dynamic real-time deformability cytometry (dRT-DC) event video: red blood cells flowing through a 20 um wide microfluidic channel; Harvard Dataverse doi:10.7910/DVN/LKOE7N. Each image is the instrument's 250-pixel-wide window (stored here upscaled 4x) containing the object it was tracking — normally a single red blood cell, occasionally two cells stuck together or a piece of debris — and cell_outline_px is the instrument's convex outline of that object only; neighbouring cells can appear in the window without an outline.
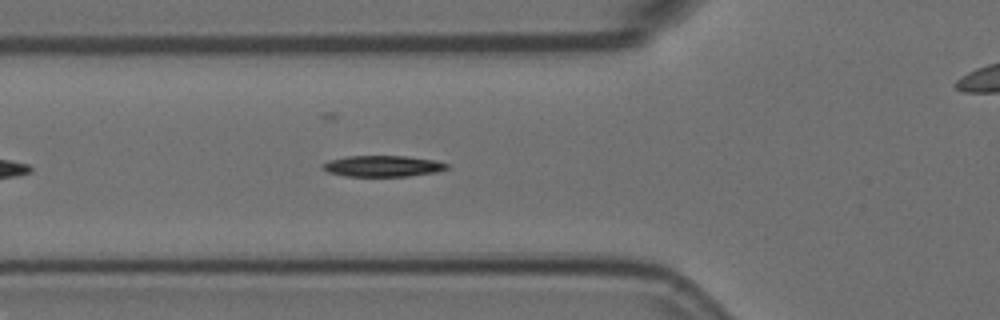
{"species": "Egyptian fruit bat (a non-hibernating species)", "species_latin": "Rousettus aegyptiacus", "temperature_condition": "room temperature", "stored_images_in_passage": 7, "segment_of_instrument_passage": [1, 2], "camera_frame_rate_fps": 3000, "um_per_image_px": 0.085, "animal": {"sex": "female"}, "frame": {"image": 1, "passage_image": 6, "time_ms": 1.667, "image_size_px": [1000, 320], "cell_outline_px": [[448, 168], [436, 172], [408, 176], [344, 176], [328, 172], [320, 168], [320, 164], [328, 160], [348, 156], [408, 156], [436, 160], [448, 164]], "centroid_in_image_um": [32.49, 14.11], "position_along_channel_um": 93.3, "area_um2": 15.43}}